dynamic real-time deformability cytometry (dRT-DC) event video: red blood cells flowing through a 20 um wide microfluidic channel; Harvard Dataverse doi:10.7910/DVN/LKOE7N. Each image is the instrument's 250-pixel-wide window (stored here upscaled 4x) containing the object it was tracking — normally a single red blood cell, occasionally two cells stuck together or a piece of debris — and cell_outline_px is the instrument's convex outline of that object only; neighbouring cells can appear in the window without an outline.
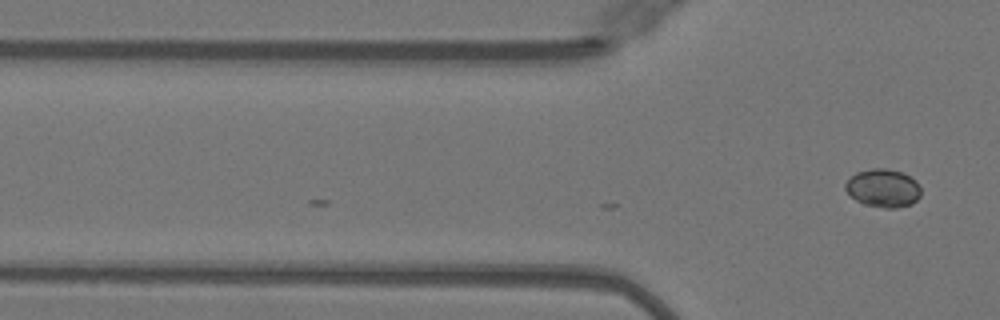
{"species": "Egyptian fruit bat (a non-hibernating species)", "species_latin": "Rousettus aegyptiacus", "temperature_condition": "warm", "stored_images_in_passage": 5, "camera_frame_rate_fps": 3000, "um_per_image_px": 0.085, "animal": {"sex": "female"}, "frame": {"image": 1, "passage_image": 5, "time_ms": 1.333, "image_size_px": [1000, 320], "cell_outline_px": [[920, 196], [912, 204], [896, 208], [884, 208], [864, 204], [856, 200], [844, 188], [844, 184], [856, 172], [872, 168], [884, 168], [900, 172], [916, 180], [920, 188]], "centroid_in_image_um": [75.06, 16.0], "position_along_channel_um": 50.7, "area_um2": 16.7}}